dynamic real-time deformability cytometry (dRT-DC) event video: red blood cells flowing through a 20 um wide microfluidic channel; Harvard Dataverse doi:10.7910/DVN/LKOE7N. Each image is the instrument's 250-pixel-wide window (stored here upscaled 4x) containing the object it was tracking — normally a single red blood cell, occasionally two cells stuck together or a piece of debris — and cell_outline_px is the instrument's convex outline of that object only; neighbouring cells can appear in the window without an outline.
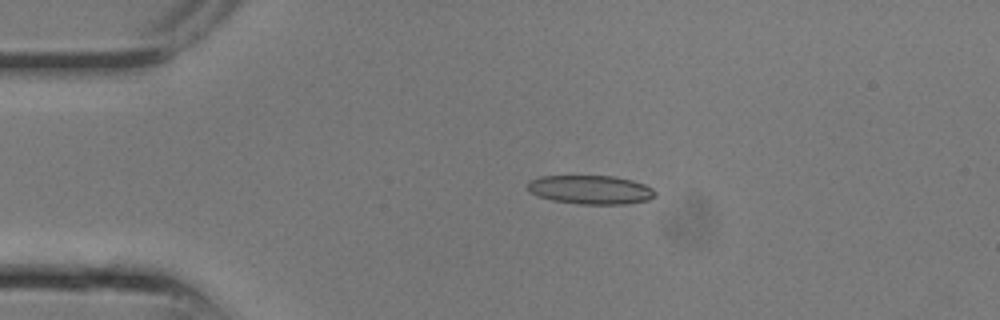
{"species": "common noctule bat (a hibernating species)", "species_latin": "Nyctalus noctula", "temperature_condition": "room temperature", "stored_images_in_passage": 3, "camera_frame_rate_fps": 3000, "um_per_image_px": 0.085, "animal": {"sex": "male", "body_mass_g": 13.3}, "frame": {"image": 1, "passage_image": 1, "time_ms": 0.0, "image_size_px": [1000, 320], "cell_outline_px": [[656, 196], [648, 200], [628, 204], [580, 204], [552, 200], [528, 192], [528, 184], [532, 180], [540, 176], [612, 176], [632, 180], [644, 184], [652, 188], [656, 192]], "centroid_in_image_um": [50.23, 16.13], "position_along_channel_um": 34.8, "area_um2": 21.39}}